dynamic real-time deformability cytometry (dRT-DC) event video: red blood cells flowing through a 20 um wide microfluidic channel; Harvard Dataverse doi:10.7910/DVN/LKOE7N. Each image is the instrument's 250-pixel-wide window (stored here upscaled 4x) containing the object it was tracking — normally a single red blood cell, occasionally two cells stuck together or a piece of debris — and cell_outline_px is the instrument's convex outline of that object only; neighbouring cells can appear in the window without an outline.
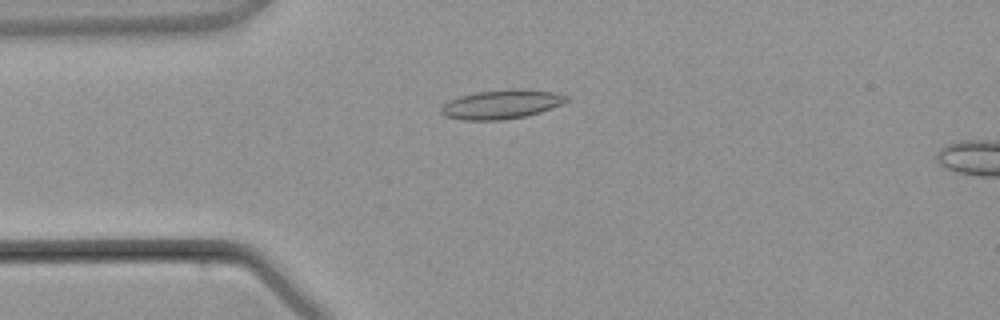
{"species": "common noctule bat (a hibernating species)", "species_latin": "Nyctalus noctula", "temperature_condition": "warm", "stored_images_in_passage": 4, "camera_frame_rate_fps": 3000, "um_per_image_px": 0.085, "animal": {"sex": "male", "body_mass_g": 21.5, "forearm_length_mm": 52.0}, "frame": {"image": 1, "passage_image": 3, "time_ms": 2.667, "image_size_px": [1000, 320], "cell_outline_px": [[568, 100], [560, 104], [540, 112], [524, 116], [500, 120], [464, 120], [444, 116], [440, 112], [440, 108], [444, 104], [460, 96], [476, 92], [552, 92], [568, 96]], "centroid_in_image_um": [42.53, 8.93], "position_along_channel_um": 42.5, "area_um2": 19.83}}